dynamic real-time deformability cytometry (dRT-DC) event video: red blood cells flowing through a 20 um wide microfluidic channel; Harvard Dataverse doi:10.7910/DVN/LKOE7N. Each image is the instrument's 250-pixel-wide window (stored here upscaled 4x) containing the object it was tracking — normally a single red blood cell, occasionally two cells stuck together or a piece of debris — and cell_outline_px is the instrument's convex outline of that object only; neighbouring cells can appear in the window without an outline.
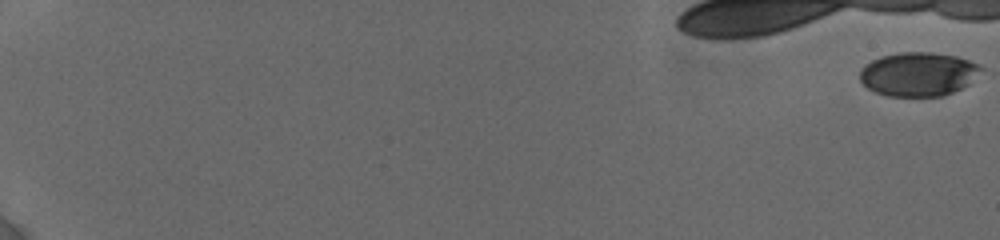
{"species": "human", "species_latin": "Homo sapiens", "temperature_condition": "cold", "stored_images_in_passage": 14, "camera_frame_rate_fps": 3000, "um_per_image_px": 0.085, "donor": {"sex": "female"}, "frame": {"image": 1, "passage_image": 1, "time_ms": 0.0, "image_size_px": [1000, 240], "cell_outline_px": [[984, 68], [968, 84], [944, 96], [888, 96], [876, 92], [868, 88], [860, 80], [860, 68], [864, 64], [880, 56], [900, 52], [928, 52], [956, 56], [968, 60]], "centroid_in_image_um": [78.02, 6.3], "position_along_channel_um": 7.0, "area_um2": 30.92}}
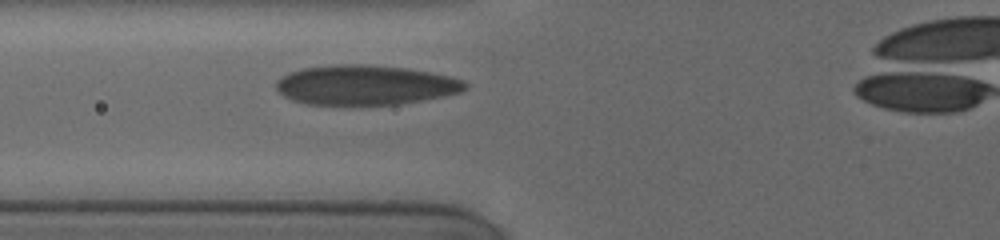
{"frame": {"image": 2, "passage_image": 14, "time_ms": 6.0, "image_size_px": [1000, 240], "cell_outline_px": [[468, 88], [460, 92], [444, 96], [396, 104], [308, 104], [292, 100], [284, 96], [276, 88], [276, 80], [288, 72], [304, 68], [336, 64], [360, 64], [404, 68], [452, 76], [464, 80], [468, 84]], "centroid_in_image_um": [31.05, 7.22], "position_along_channel_um": 94.7, "area_um2": 43.52}}